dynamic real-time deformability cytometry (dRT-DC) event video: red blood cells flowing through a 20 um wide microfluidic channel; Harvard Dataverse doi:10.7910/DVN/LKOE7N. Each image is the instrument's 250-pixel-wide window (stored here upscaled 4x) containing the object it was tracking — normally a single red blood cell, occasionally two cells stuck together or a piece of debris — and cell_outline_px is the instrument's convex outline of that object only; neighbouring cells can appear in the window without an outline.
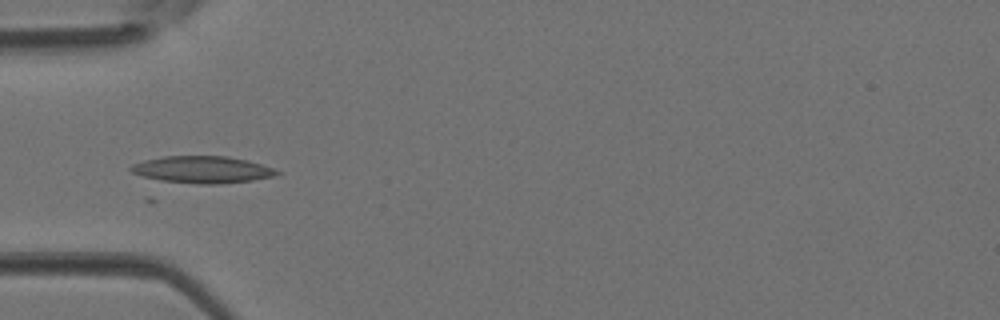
{"species": "Egyptian fruit bat (a non-hibernating species)", "species_latin": "Rousettus aegyptiacus", "temperature_condition": "room temperature", "stored_images_in_passage": 5, "camera_frame_rate_fps": 3000, "um_per_image_px": 0.085, "animal": {"sex": "female"}, "frame": {"image": 1, "passage_image": 4, "time_ms": 1.0, "image_size_px": [1000, 320], "cell_outline_px": [[280, 172], [272, 176], [252, 180], [220, 184], [200, 184], [160, 180], [144, 176], [132, 172], [128, 168], [132, 164], [144, 160], [164, 156], [224, 156], [248, 160], [272, 168]], "centroid_in_image_um": [17.16, 14.41], "position_along_channel_um": 67.8, "area_um2": 22.66}}
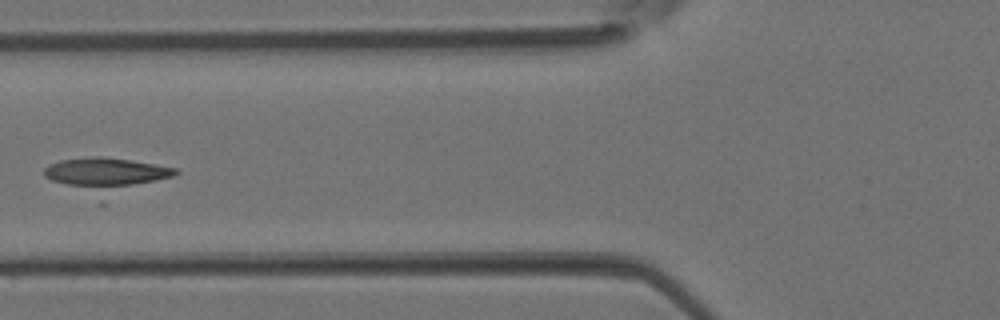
{"frame": {"image": 2, "passage_image": 5, "time_ms": 1.333, "image_size_px": [1000, 320], "cell_outline_px": [[180, 172], [172, 176], [156, 180], [132, 184], [104, 188], [96, 188], [68, 184], [52, 180], [44, 176], [44, 168], [48, 164], [60, 160], [92, 156], [100, 156], [132, 160], [180, 168]], "centroid_in_image_um": [9.0, 14.6], "position_along_channel_um": 116.8, "area_um2": 21.85}}